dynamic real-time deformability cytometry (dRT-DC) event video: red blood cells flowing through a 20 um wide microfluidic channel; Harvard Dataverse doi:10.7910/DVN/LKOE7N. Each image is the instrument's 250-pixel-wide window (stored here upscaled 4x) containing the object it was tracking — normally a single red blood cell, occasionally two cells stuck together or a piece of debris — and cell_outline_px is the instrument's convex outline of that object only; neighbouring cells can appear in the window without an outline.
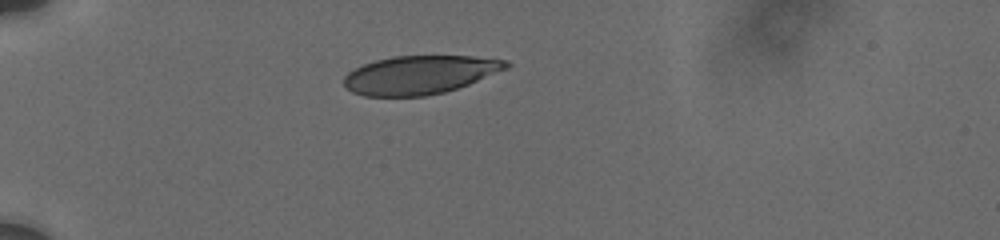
{"species": "human", "species_latin": "Homo sapiens", "temperature_condition": "cold", "stored_images_in_passage": 4, "camera_frame_rate_fps": 3000, "um_per_image_px": 0.085, "donor": {"sex": "male"}, "frame": {"image": 1, "passage_image": 1, "time_ms": 0.0, "image_size_px": [1000, 240], "cell_outline_px": [[512, 64], [508, 68], [468, 84], [444, 92], [424, 96], [364, 96], [352, 92], [344, 84], [344, 76], [348, 72], [364, 64], [376, 60], [392, 56], [472, 56], [508, 60]], "centroid_in_image_um": [35.69, 6.35], "position_along_channel_um": 49.3, "area_um2": 36.24}}
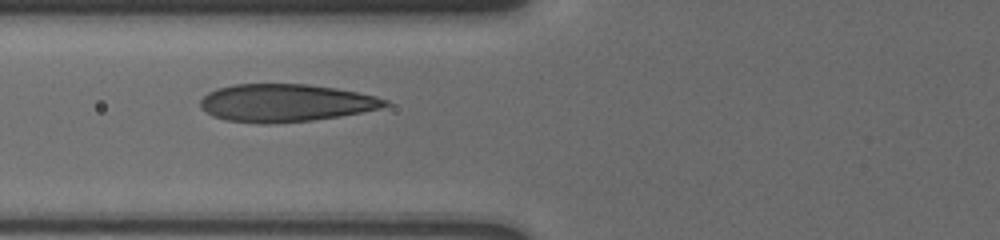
{"frame": {"image": 2, "passage_image": 3, "time_ms": 2.333, "image_size_px": [1000, 240], "cell_outline_px": [[388, 104], [380, 108], [340, 116], [312, 120], [268, 124], [260, 124], [224, 120], [212, 116], [200, 108], [200, 100], [208, 92], [216, 88], [232, 84], [308, 84], [336, 88], [356, 92], [388, 100]], "centroid_in_image_um": [24.19, 8.75], "position_along_channel_um": 101.6, "area_um2": 40.58}}
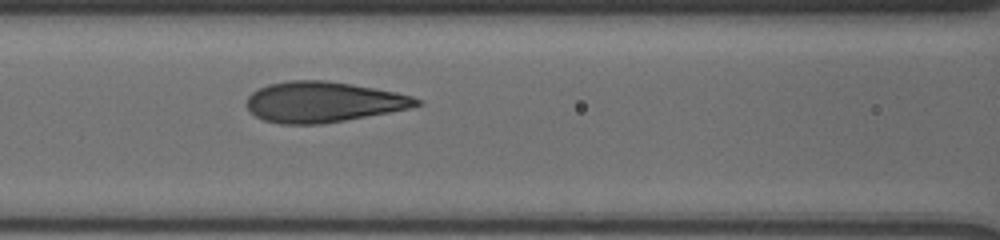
{"frame": {"image": 3, "passage_image": 4, "time_ms": 3.333, "image_size_px": [1000, 240], "cell_outline_px": [[424, 104], [408, 108], [388, 112], [344, 120], [320, 124], [280, 124], [264, 120], [256, 116], [248, 108], [248, 96], [252, 92], [268, 84], [288, 80], [324, 80], [352, 84], [396, 92], [412, 96], [420, 100]], "centroid_in_image_um": [27.47, 8.66], "position_along_channel_um": 139.1, "area_um2": 39.82}}